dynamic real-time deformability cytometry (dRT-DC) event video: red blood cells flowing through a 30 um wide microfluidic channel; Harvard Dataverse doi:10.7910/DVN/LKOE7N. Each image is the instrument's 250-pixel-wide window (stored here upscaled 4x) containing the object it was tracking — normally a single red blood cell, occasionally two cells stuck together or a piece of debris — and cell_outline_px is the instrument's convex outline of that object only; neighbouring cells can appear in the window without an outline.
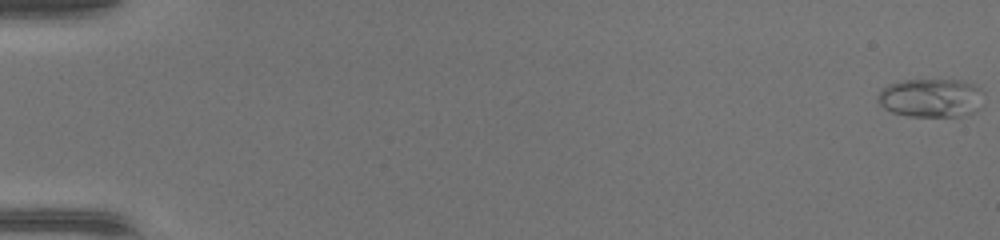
{"species": "common noctule bat (a hibernating species)", "species_latin": "Nyctalus noctula", "temperature_condition": "warm", "stored_images_in_passage": 48, "camera_frame_rate_fps": 3000, "um_per_image_px": 0.085, "animal": {"sex": "female", "body_mass_g": 17.0, "forearm_length_mm": 48.0}, "frame": {"image": 1, "passage_image": 1, "time_ms": 0.0, "image_size_px": [1000, 240], "cell_outline_px": [[984, 104], [976, 112], [964, 116], [908, 116], [892, 112], [884, 108], [876, 100], [876, 96], [880, 88], [888, 84], [904, 80], [964, 80], [980, 88], [984, 92]], "centroid_in_image_um": [79.17, 8.32], "position_along_channel_um": 5.8, "area_um2": 24.51}}
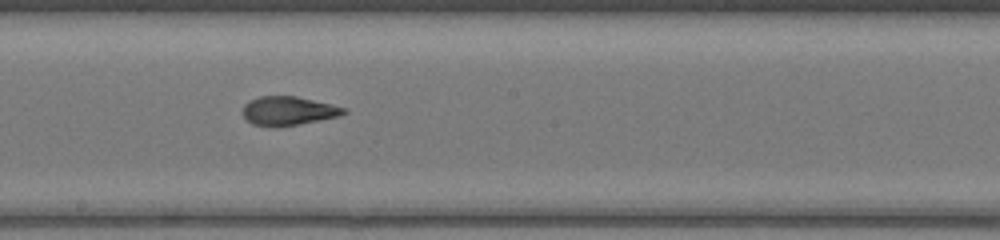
{"frame": {"image": 2, "passage_image": 28, "time_ms": 9.0, "image_size_px": [1000, 240], "cell_outline_px": [[348, 112], [340, 116], [276, 128], [272, 128], [252, 124], [244, 116], [244, 104], [248, 100], [260, 96], [296, 96], [348, 108]], "centroid_in_image_um": [24.51, 9.43], "position_along_channel_um": 223.7, "area_um2": 17.11}}
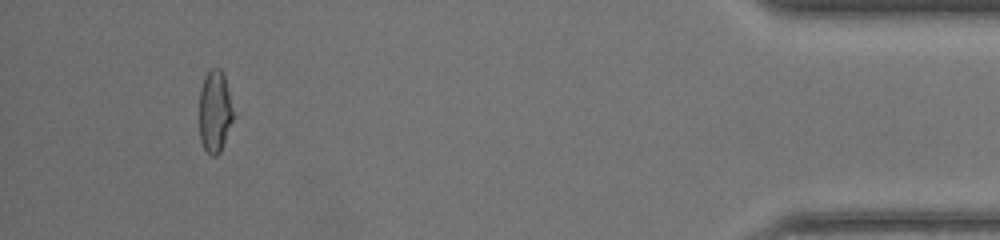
{"frame": {"image": 3, "passage_image": 45, "time_ms": 14.667, "image_size_px": [1000, 240], "cell_outline_px": [[236, 116], [220, 152], [216, 156], [212, 156], [204, 148], [200, 140], [200, 88], [204, 76], [212, 68], [220, 68], [224, 76]], "centroid_in_image_um": [18.29, 9.49], "position_along_channel_um": 416.9, "area_um2": 16.53}}